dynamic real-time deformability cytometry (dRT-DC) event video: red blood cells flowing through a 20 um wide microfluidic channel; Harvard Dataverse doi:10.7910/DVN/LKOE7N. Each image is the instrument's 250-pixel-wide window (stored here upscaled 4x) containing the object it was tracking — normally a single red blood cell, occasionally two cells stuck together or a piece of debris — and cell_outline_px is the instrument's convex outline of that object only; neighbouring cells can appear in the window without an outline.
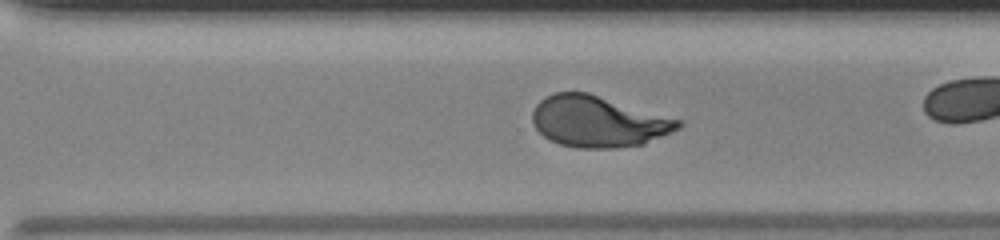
{"species": "human", "species_latin": "Homo sapiens", "temperature_condition": "room temperature", "stored_images_in_passage": 33, "camera_frame_rate_fps": 3000, "um_per_image_px": 0.085, "donor": {"sex": "male"}, "frame": {"image": 1, "passage_image": 28, "time_ms": 9.0, "image_size_px": [1000, 240], "cell_outline_px": [[684, 124], [680, 128], [672, 132], [644, 144], [616, 148], [576, 148], [560, 144], [544, 136], [536, 128], [532, 120], [532, 112], [536, 104], [540, 100], [556, 92], [588, 92], [684, 120]], "centroid_in_image_um": [50.9, 10.33], "position_along_channel_um": 319.7, "area_um2": 43.7}}